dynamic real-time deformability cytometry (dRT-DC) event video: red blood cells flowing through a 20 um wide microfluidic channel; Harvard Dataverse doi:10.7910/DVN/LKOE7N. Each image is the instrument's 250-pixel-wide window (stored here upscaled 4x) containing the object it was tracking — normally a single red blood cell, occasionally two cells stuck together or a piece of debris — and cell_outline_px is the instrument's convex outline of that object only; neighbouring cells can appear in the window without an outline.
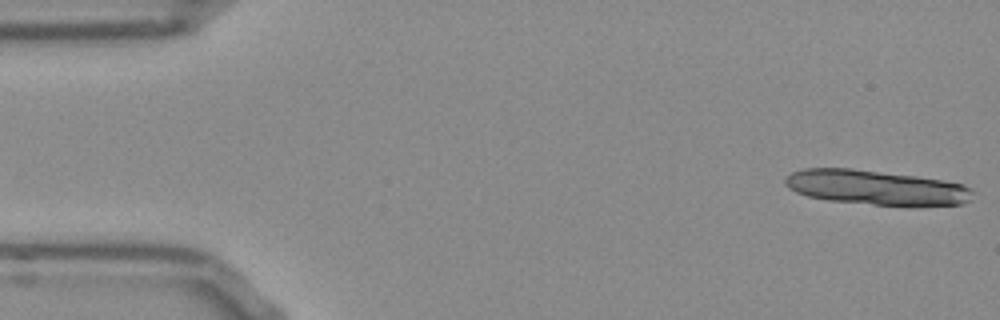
{"species": "Egyptian fruit bat (a non-hibernating species)", "species_latin": "Rousettus aegyptiacus", "temperature_condition": "room temperature", "stored_images_in_passage": 12, "camera_frame_rate_fps": 3000, "um_per_image_px": 0.085, "frame": {"image": 1, "passage_image": 1, "time_ms": 0.0, "image_size_px": [1000, 320], "cell_outline_px": [[972, 200], [960, 204], [872, 204], [828, 200], [808, 196], [796, 192], [788, 188], [784, 184], [784, 180], [792, 172], [804, 168], [852, 168], [916, 176], [964, 184], [972, 192]], "centroid_in_image_um": [74.39, 15.91], "position_along_channel_um": 10.6, "area_um2": 37.22}}